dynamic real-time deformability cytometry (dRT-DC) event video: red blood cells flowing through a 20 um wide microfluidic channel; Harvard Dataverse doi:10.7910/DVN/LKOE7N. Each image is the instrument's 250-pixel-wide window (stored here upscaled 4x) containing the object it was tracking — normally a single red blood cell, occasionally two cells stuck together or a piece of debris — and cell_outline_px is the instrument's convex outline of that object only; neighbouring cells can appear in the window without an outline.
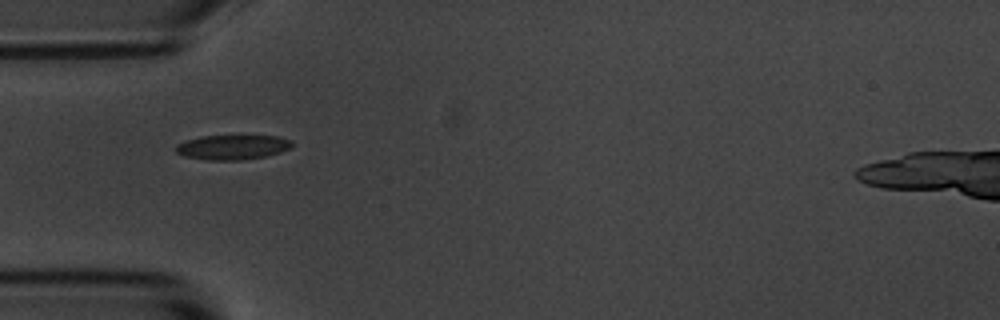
{"species": "common noctule bat (a hibernating species)", "species_latin": "Nyctalus noctula", "temperature_condition": "room temperature", "stored_images_in_passage": 3, "camera_frame_rate_fps": 3000, "um_per_image_px": 0.085, "animal": {"sex": "male", "body_mass_g": 20.1, "forearm_length_mm": 53.5}, "frame": {"image": 1, "passage_image": 1, "time_ms": 0.0, "image_size_px": [1000, 320], "cell_outline_px": [[292, 148], [268, 156], [240, 160], [204, 160], [184, 156], [176, 152], [176, 144], [200, 136], [276, 136], [292, 140]], "centroid_in_image_um": [19.78, 12.52], "position_along_channel_um": 65.2, "area_um2": 16.76}}
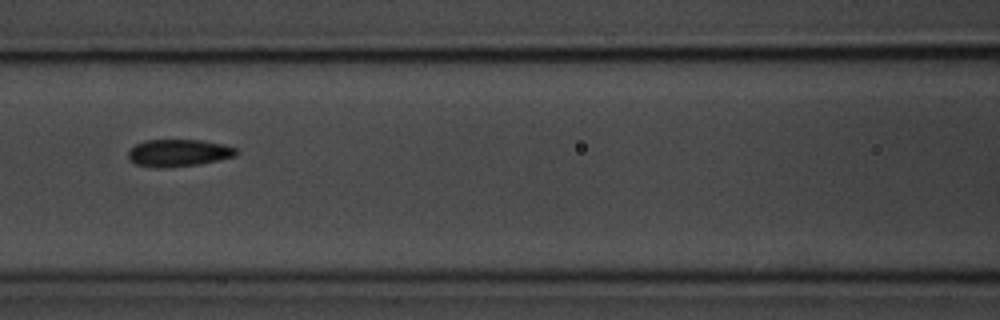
{"frame": {"image": 2, "passage_image": 3, "time_ms": 2.333, "image_size_px": [1000, 320], "cell_outline_px": [[236, 156], [200, 164], [164, 168], [160, 168], [136, 164], [128, 160], [128, 152], [136, 144], [144, 140], [200, 140], [224, 144], [236, 148]], "centroid_in_image_um": [15.16, 13.0], "position_along_channel_um": 151.4, "area_um2": 17.11}}